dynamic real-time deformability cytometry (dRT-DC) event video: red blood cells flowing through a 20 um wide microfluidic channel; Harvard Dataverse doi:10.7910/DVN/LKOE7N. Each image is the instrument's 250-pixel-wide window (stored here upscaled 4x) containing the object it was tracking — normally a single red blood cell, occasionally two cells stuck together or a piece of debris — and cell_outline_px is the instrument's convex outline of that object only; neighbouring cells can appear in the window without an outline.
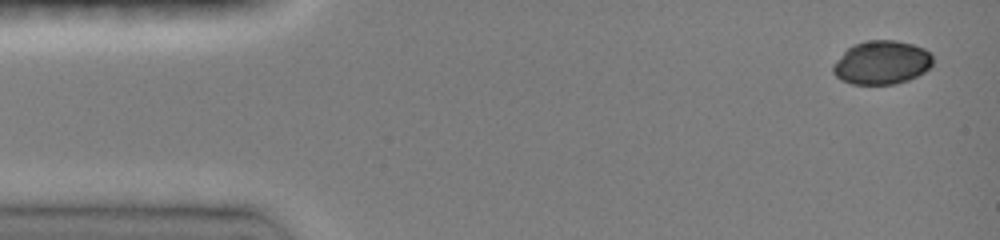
{"species": "common noctule bat (a hibernating species)", "species_latin": "Nyctalus noctula", "temperature_condition": "room temperature", "stored_images_in_passage": 10, "camera_frame_rate_fps": 3000, "um_per_image_px": 0.085, "animal": {"sex": "female", "body_mass_g": 19.0, "forearm_length_mm": 51.5}, "frame": {"image": 1, "passage_image": 1, "time_ms": 0.0, "image_size_px": [1000, 240], "cell_outline_px": [[932, 64], [924, 72], [908, 80], [892, 84], [852, 84], [840, 80], [832, 72], [832, 64], [852, 44], [868, 40], [896, 40], [912, 44], [924, 48], [932, 56]], "centroid_in_image_um": [74.91, 5.31], "position_along_channel_um": 10.1, "area_um2": 25.37}}
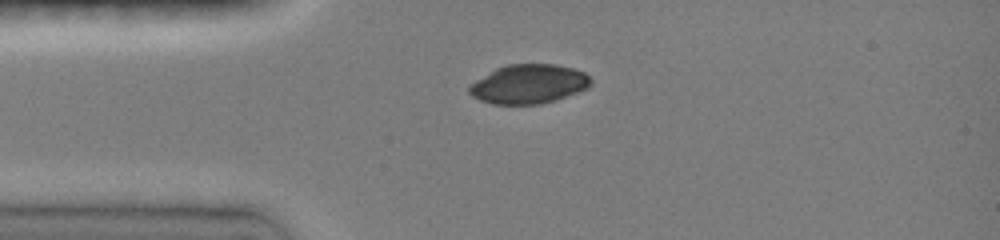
{"frame": {"image": 2, "passage_image": 5, "time_ms": 3.0, "image_size_px": [1000, 240], "cell_outline_px": [[592, 84], [588, 88], [556, 100], [540, 104], [492, 104], [480, 100], [472, 96], [468, 92], [468, 84], [496, 68], [508, 64], [556, 64], [572, 68], [584, 72], [592, 80]], "centroid_in_image_um": [44.92, 7.14], "position_along_channel_um": 40.1, "area_um2": 27.92}}